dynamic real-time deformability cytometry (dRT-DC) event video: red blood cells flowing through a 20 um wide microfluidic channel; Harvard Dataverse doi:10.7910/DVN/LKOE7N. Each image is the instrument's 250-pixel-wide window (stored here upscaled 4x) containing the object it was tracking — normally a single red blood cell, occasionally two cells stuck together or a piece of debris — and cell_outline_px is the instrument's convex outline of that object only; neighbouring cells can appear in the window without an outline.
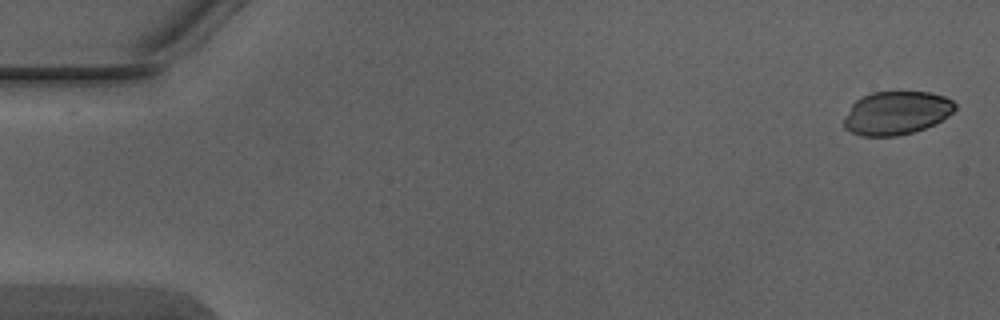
{"species": "Egyptian fruit bat (a non-hibernating species)", "species_latin": "Rousettus aegyptiacus", "temperature_condition": "warm", "stored_images_in_passage": 2, "camera_frame_rate_fps": 3000, "um_per_image_px": 0.085, "animal": {"sex": "male"}, "frame": {"image": 1, "passage_image": 2, "time_ms": 0.333, "image_size_px": [1000, 320], "cell_outline_px": [[956, 108], [952, 112], [936, 124], [912, 132], [896, 136], [860, 136], [844, 128], [844, 116], [852, 104], [856, 100], [872, 92], [928, 92], [944, 96], [952, 100], [956, 104]], "centroid_in_image_um": [76.19, 9.6], "position_along_channel_um": 8.8, "area_um2": 28.03}}